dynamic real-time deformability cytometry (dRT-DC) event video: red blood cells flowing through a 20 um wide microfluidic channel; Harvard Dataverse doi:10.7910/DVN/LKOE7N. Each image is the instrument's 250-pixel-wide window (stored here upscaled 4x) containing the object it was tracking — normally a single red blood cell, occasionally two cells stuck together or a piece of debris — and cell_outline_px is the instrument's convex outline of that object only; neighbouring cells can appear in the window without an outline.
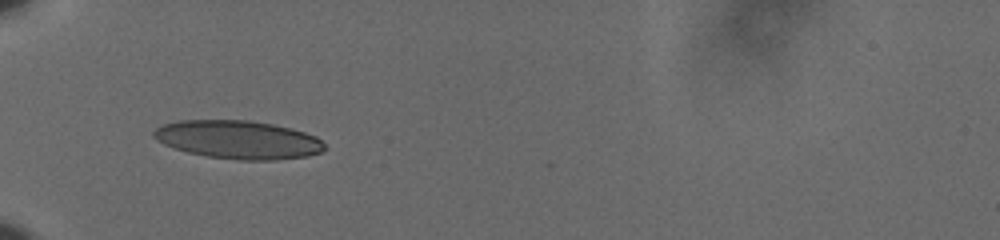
{"species": "human", "species_latin": "Homo sapiens", "temperature_condition": "cold", "stored_images_in_passage": 38, "camera_frame_rate_fps": 3000, "um_per_image_px": 0.085, "donor": {"sex": "male"}, "frame": {"image": 1, "passage_image": 1, "time_ms": 0.0, "image_size_px": [1000, 240], "cell_outline_px": [[328, 148], [320, 152], [308, 156], [276, 160], [236, 160], [208, 156], [188, 152], [164, 144], [156, 140], [152, 136], [152, 132], [156, 128], [164, 124], [180, 120], [248, 120], [272, 124], [292, 128], [316, 136]], "centroid_in_image_um": [20.26, 11.87], "position_along_channel_um": 64.7, "area_um2": 38.21}}
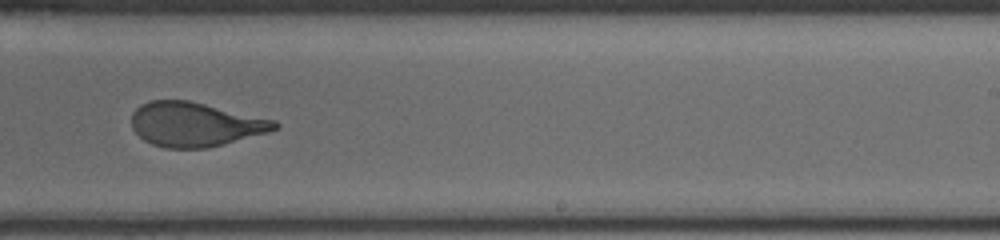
{"frame": {"image": 2, "passage_image": 19, "time_ms": 6.0, "image_size_px": [1000, 240], "cell_outline_px": [[280, 128], [268, 132], [224, 144], [208, 148], [164, 148], [152, 144], [144, 140], [132, 128], [132, 112], [140, 104], [152, 100], [188, 100], [276, 120], [280, 124]], "centroid_in_image_um": [16.59, 10.57], "position_along_channel_um": 272.4, "area_um2": 36.99}}
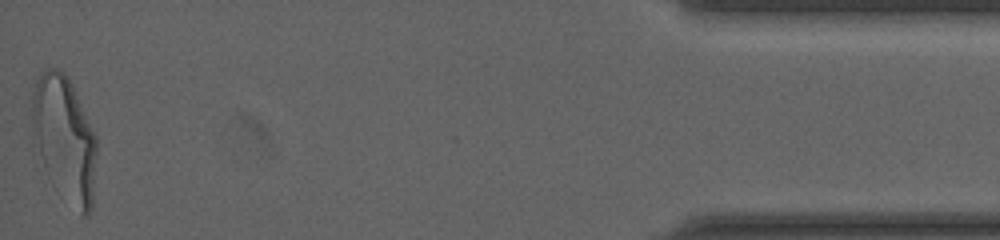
{"frame": {"image": 3, "passage_image": 38, "time_ms": 12.333, "image_size_px": [1000, 240], "cell_outline_px": [[96, 156], [92, 208], [88, 216], [80, 216], [44, 164], [32, 144], [32, 92], [36, 80], [44, 68], [56, 68], [64, 72], [68, 76], [96, 136]], "centroid_in_image_um": [5.48, 11.7], "position_along_channel_um": 429.7, "area_um2": 46.36}, "authors_computed_cell_mechanics": {"area_um2": 38.148, "velocity_mm_per_s": 3.6238, "shape_relaxation_time_tau1_ms": 4.7817, "shape_relaxation_time_tau2_ms": 0.693, "deformation_change_tau1": 0.1869, "deformation_change_tau2": 0.0738}}